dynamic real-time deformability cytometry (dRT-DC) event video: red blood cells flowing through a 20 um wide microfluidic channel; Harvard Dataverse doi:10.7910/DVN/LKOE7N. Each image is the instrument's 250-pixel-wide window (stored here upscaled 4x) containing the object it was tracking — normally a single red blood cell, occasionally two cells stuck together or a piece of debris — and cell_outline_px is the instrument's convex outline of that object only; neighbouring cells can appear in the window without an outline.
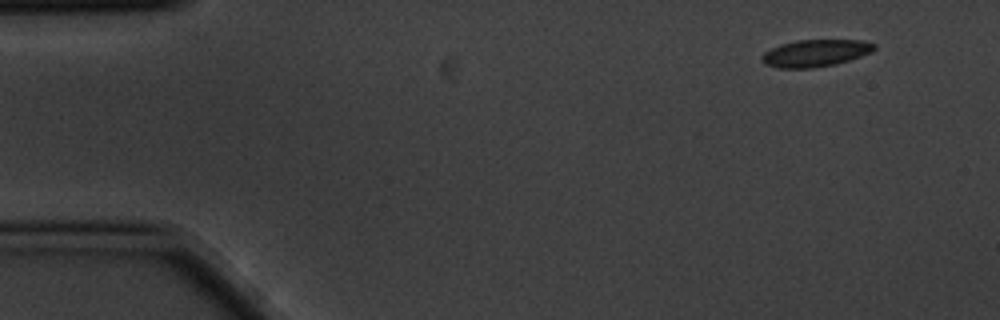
{"species": "common noctule bat (a hibernating species)", "species_latin": "Nyctalus noctula", "temperature_condition": "cold", "stored_images_in_passage": 4, "camera_frame_rate_fps": 3000, "um_per_image_px": 0.085, "animal": {"sex": "male", "body_mass_g": 20.1, "forearm_length_mm": 53.5}, "frame": {"image": 1, "passage_image": 1, "time_ms": 0.0, "image_size_px": [1000, 320], "cell_outline_px": [[876, 48], [872, 52], [836, 64], [812, 68], [776, 68], [764, 64], [764, 52], [780, 44], [796, 40], [864, 40], [876, 44]], "centroid_in_image_um": [69.34, 4.51], "position_along_channel_um": 15.7, "area_um2": 17.69}}
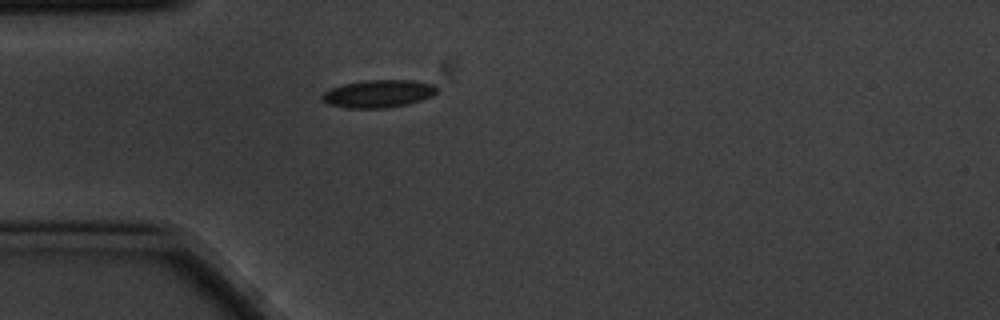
{"frame": {"image": 2, "passage_image": 4, "time_ms": 1.0, "image_size_px": [1000, 320], "cell_outline_px": [[436, 92], [432, 96], [408, 104], [384, 108], [348, 108], [328, 104], [320, 96], [324, 92], [332, 88], [344, 84], [360, 80], [412, 80], [432, 84], [436, 88]], "centroid_in_image_um": [32.14, 7.96], "position_along_channel_um": 52.9, "area_um2": 18.38}}